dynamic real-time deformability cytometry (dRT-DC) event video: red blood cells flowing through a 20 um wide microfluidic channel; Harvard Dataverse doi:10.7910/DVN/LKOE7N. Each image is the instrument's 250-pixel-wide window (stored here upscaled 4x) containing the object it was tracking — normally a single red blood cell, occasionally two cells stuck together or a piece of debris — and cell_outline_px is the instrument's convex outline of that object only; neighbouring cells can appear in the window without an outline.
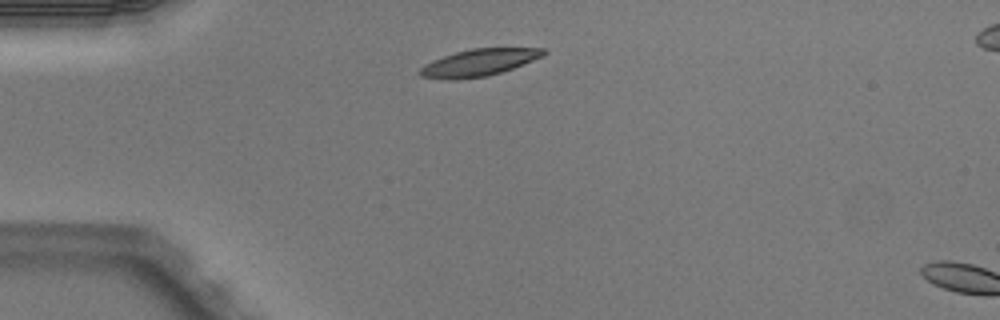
{"species": "Egyptian fruit bat (a non-hibernating species)", "species_latin": "Rousettus aegyptiacus", "temperature_condition": "warm", "stored_images_in_passage": 2, "camera_frame_rate_fps": 3000, "um_per_image_px": 0.085, "animal": {"sex": "male"}, "frame": {"image": 1, "passage_image": 1, "time_ms": 0.0, "image_size_px": [1000, 320], "cell_outline_px": [[548, 52], [544, 56], [512, 68], [488, 76], [456, 80], [448, 80], [420, 76], [420, 68], [424, 64], [432, 60], [456, 52], [472, 48], [544, 48]], "centroid_in_image_um": [40.71, 5.32], "position_along_channel_um": 44.3, "area_um2": 19.42}}